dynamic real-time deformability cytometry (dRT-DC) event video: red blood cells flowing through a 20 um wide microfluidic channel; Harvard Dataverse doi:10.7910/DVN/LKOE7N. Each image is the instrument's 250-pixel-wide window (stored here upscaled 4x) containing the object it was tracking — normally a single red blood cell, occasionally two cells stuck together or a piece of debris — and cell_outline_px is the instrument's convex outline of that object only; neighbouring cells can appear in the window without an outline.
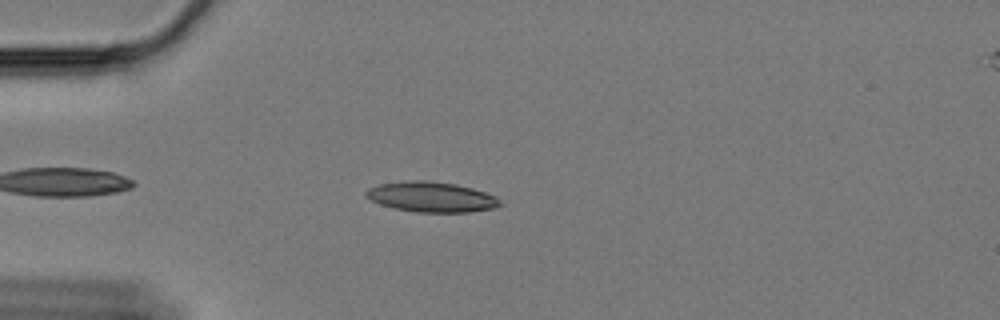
{"species": "Egyptian fruit bat (a non-hibernating species)", "species_latin": "Rousettus aegyptiacus", "temperature_condition": "cold", "stored_images_in_passage": 50, "camera_frame_rate_fps": 3000, "um_per_image_px": 0.085, "animal": {"sex": "female"}, "frame": {"image": 1, "passage_image": 6, "time_ms": 1.667, "image_size_px": [1000, 320], "cell_outline_px": [[504, 204], [492, 208], [468, 212], [416, 212], [396, 208], [380, 204], [364, 196], [364, 192], [368, 188], [380, 184], [404, 180], [428, 180], [456, 184], [472, 188], [496, 196]], "centroid_in_image_um": [36.66, 16.73], "position_along_channel_um": 48.3, "area_um2": 23.64}}
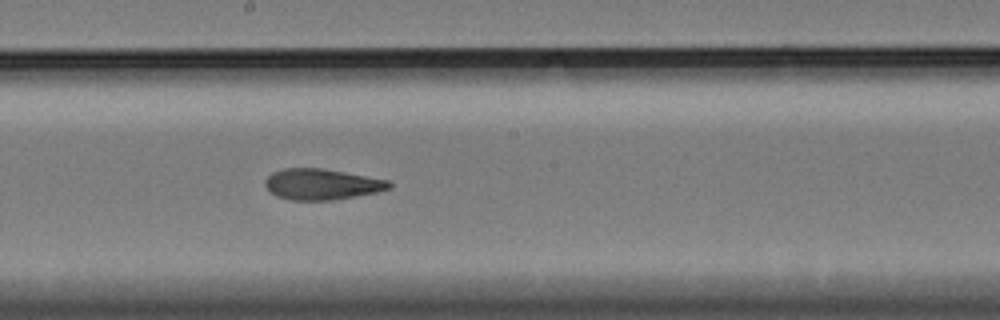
{"frame": {"image": 2, "passage_image": 23, "time_ms": 7.333, "image_size_px": [1000, 320], "cell_outline_px": [[392, 188], [376, 192], [356, 196], [332, 200], [292, 200], [276, 196], [264, 184], [264, 180], [272, 172], [284, 168], [324, 168], [388, 180], [392, 184]], "centroid_in_image_um": [27.35, 15.65], "position_along_channel_um": 220.9, "area_um2": 22.31}}
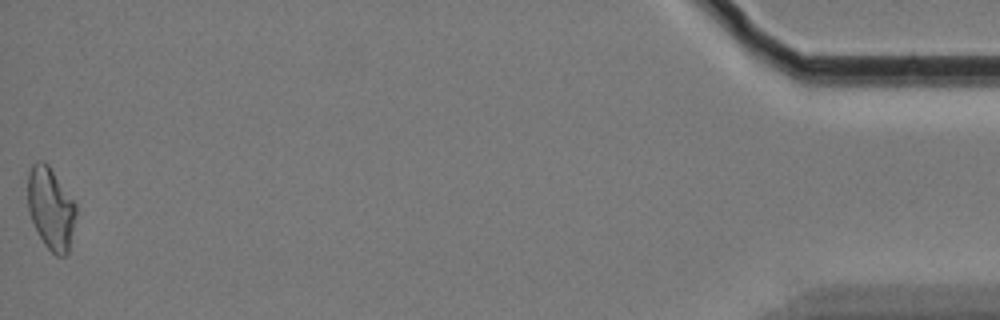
{"frame": {"image": 3, "passage_image": 50, "time_ms": 16.333, "image_size_px": [1000, 320], "cell_outline_px": [[76, 212], [68, 252], [64, 256], [56, 256], [44, 244], [28, 212], [28, 172], [32, 164], [36, 160], [44, 160], [48, 164], [76, 204]], "centroid_in_image_um": [4.3, 17.68], "position_along_channel_um": 430.9, "area_um2": 22.89}, "authors_computed_cell_mechanics": {"area_um2": 22.6287, "velocity_mm_per_s": 3.3343, "shape_relaxation_time_tau1_ms": null, "shape_relaxation_time_tau2_ms": 4.2716, "deformation_change_tau1": null, "deformation_change_tau2": 0.0894}}